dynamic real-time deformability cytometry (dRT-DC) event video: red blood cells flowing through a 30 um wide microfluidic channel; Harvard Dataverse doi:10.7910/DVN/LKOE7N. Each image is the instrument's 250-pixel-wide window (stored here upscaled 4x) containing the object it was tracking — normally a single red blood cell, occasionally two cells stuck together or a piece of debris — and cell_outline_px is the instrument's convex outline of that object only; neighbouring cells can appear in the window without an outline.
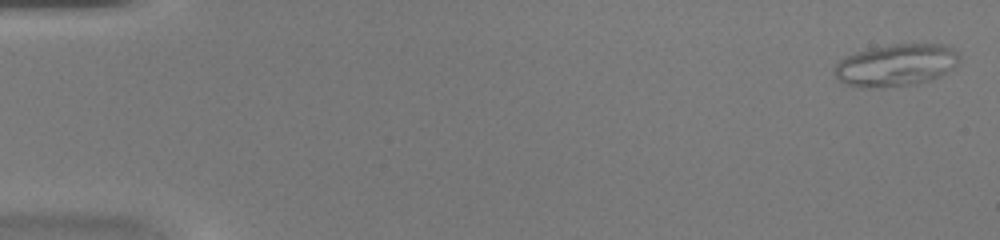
{"species": "common noctule bat (a hibernating species)", "species_latin": "Nyctalus noctula", "temperature_condition": "warm", "stored_images_in_passage": 11, "camera_frame_rate_fps": 3000, "um_per_image_px": 0.085, "animal": {"sex": "female", "body_mass_g": 20.0, "forearm_length_mm": 54.0}, "frame": {"image": 1, "passage_image": 1, "time_ms": 0.0, "image_size_px": [1000, 240], "cell_outline_px": [[960, 60], [952, 68], [940, 76], [932, 80], [920, 84], [880, 88], [860, 88], [844, 84], [832, 72], [836, 64], [844, 56], [868, 48], [892, 44], [944, 44], [956, 48], [960, 56]], "centroid_in_image_um": [76.16, 5.54], "position_along_channel_um": 8.8, "area_um2": 31.39}}